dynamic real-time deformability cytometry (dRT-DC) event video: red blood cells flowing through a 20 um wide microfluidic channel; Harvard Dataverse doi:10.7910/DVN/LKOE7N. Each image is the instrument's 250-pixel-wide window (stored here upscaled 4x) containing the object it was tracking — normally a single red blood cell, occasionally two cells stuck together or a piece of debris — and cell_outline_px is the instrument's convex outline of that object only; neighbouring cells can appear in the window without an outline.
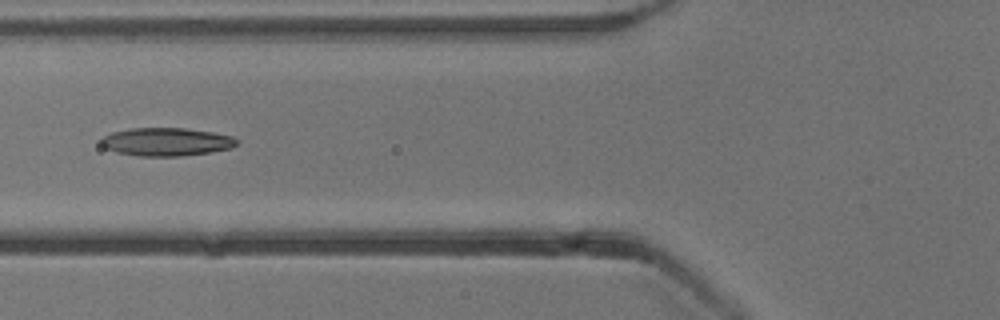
{"species": "common noctule bat (a hibernating species)", "species_latin": "Nyctalus noctula", "temperature_condition": "cold", "stored_images_in_passage": 17, "camera_frame_rate_fps": 3000, "um_per_image_px": 0.085, "animal": {"sex": "male", "body_mass_g": 13.3}, "frame": {"image": 1, "passage_image": 6, "time_ms": 1.667, "image_size_px": [1000, 320], "cell_outline_px": [[236, 144], [232, 148], [212, 152], [180, 156], [136, 156], [116, 152], [104, 148], [100, 144], [100, 140], [104, 136], [112, 132], [132, 128], [184, 128], [212, 132], [232, 136], [236, 140]], "centroid_in_image_um": [14.1, 12.06], "position_along_channel_um": 111.7, "area_um2": 22.31}}
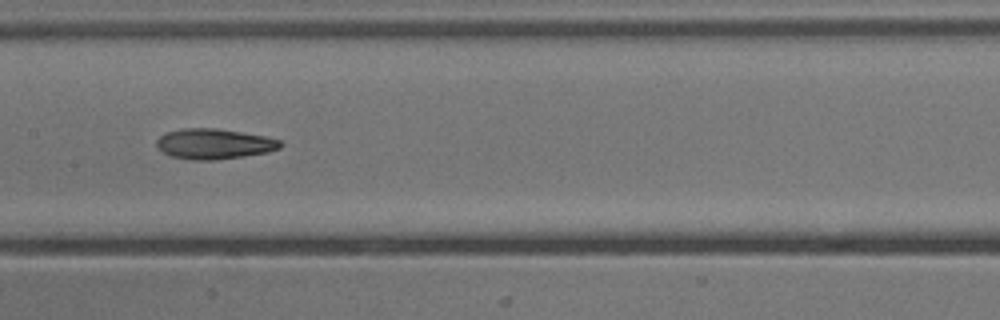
{"frame": {"image": 2, "passage_image": 12, "time_ms": 3.667, "image_size_px": [1000, 320], "cell_outline_px": [[284, 144], [280, 148], [268, 152], [244, 156], [212, 160], [192, 160], [172, 156], [156, 148], [156, 140], [160, 136], [168, 132], [184, 128], [216, 128], [264, 136], [280, 140]], "centroid_in_image_um": [18.2, 12.23], "position_along_channel_um": 189.2, "area_um2": 21.79}}
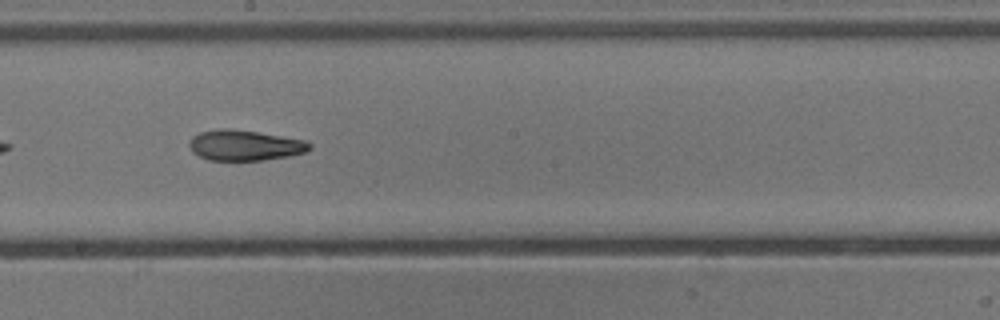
{"frame": {"image": 3, "passage_image": 15, "time_ms": 4.667, "image_size_px": [1000, 320], "cell_outline_px": [[312, 148], [308, 152], [288, 156], [264, 160], [208, 160], [192, 152], [188, 144], [192, 136], [200, 132], [216, 128], [228, 128], [256, 132], [304, 140], [312, 144]], "centroid_in_image_um": [20.79, 12.35], "position_along_channel_um": 227.4, "area_um2": 21.44}}